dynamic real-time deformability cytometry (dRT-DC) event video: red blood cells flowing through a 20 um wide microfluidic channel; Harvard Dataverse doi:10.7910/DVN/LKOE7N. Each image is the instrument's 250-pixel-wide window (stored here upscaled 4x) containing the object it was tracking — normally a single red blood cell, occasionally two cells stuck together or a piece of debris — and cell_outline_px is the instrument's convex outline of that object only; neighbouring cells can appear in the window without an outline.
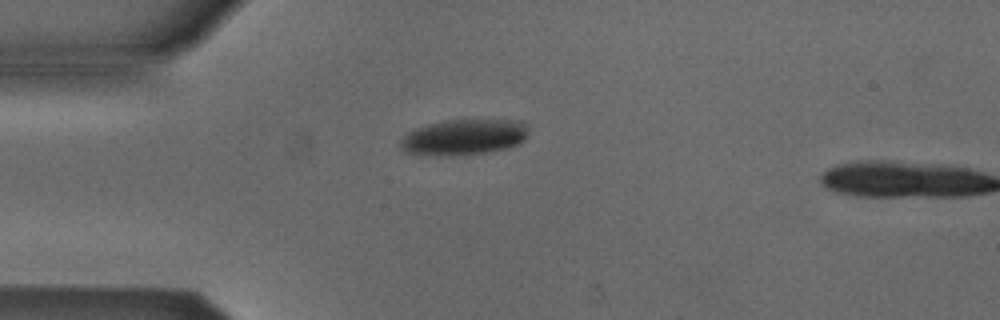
{"species": "Egyptian fruit bat (a non-hibernating species)", "species_latin": "Rousettus aegyptiacus", "temperature_condition": "cold", "stored_images_in_passage": 2, "camera_frame_rate_fps": 3000, "um_per_image_px": 0.085, "animal": {"sex": "male"}, "frame": {"image": 1, "passage_image": 1, "time_ms": 0.0, "image_size_px": [1000, 320], "cell_outline_px": [[528, 136], [520, 144], [508, 148], [488, 152], [452, 156], [448, 156], [408, 152], [400, 148], [400, 140], [412, 128], [444, 120], [520, 120], [528, 124]], "centroid_in_image_um": [39.48, 11.64], "position_along_channel_um": 45.5, "area_um2": 26.93}}